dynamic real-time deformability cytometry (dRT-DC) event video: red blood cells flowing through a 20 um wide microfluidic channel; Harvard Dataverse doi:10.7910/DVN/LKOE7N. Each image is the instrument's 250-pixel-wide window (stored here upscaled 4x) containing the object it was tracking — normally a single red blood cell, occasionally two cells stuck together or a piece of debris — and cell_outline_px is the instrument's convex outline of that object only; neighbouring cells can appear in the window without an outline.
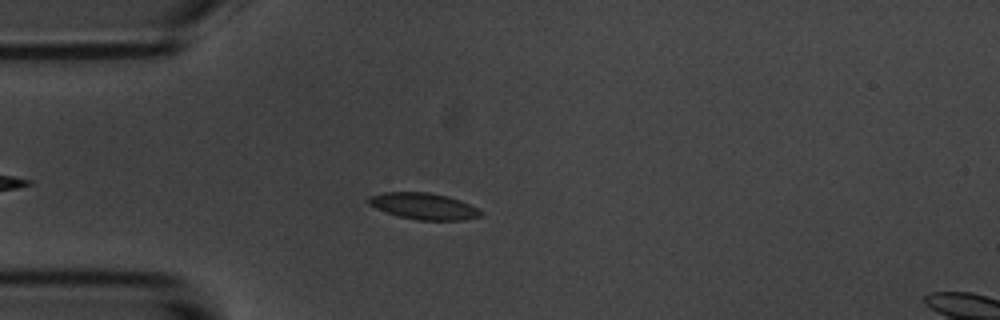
{"species": "common noctule bat (a hibernating species)", "species_latin": "Nyctalus noctula", "temperature_condition": "room temperature", "stored_images_in_passage": 46, "camera_frame_rate_fps": 3000, "um_per_image_px": 0.085, "animal": {"sex": "male", "body_mass_g": 20.1, "forearm_length_mm": 53.5}, "frame": {"image": 1, "passage_image": 8, "time_ms": 2.333, "image_size_px": [1000, 320], "cell_outline_px": [[484, 212], [480, 216], [464, 220], [416, 220], [400, 216], [376, 208], [368, 204], [364, 200], [368, 196], [384, 192], [428, 192], [448, 196], [460, 200]], "centroid_in_image_um": [35.98, 17.51], "position_along_channel_um": 49.0, "area_um2": 17.28}}
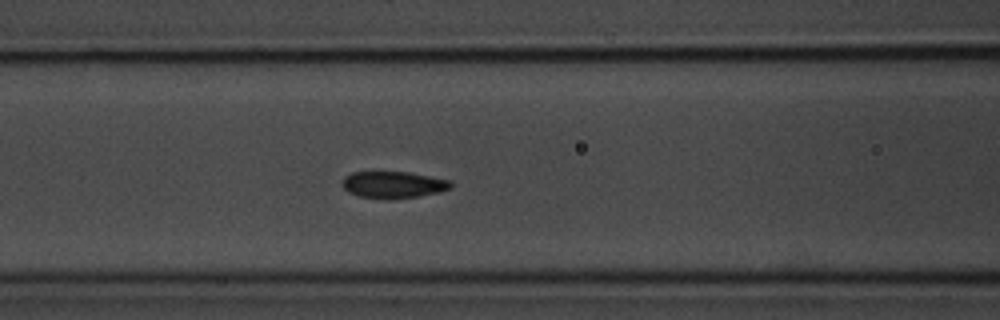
{"frame": {"image": 2, "passage_image": 16, "time_ms": 5.0, "image_size_px": [1000, 320], "cell_outline_px": [[452, 188], [440, 192], [420, 196], [388, 200], [384, 200], [360, 196], [348, 192], [344, 188], [344, 176], [352, 172], [408, 172], [452, 180]], "centroid_in_image_um": [33.48, 15.71], "position_along_channel_um": 133.1, "area_um2": 17.11}}
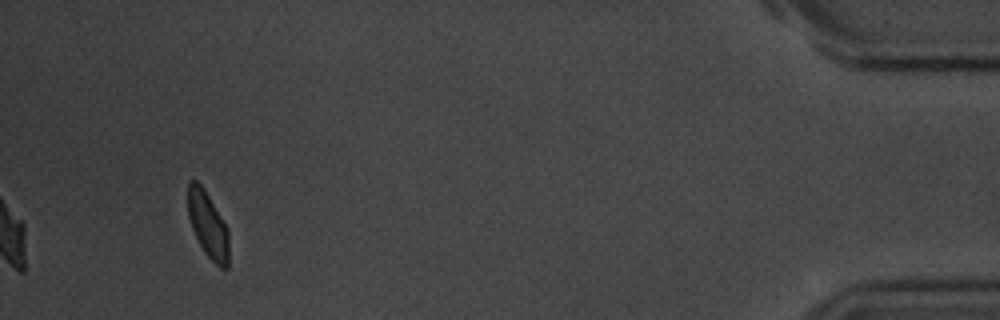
{"frame": {"image": 3, "passage_image": 46, "time_ms": 15.0, "image_size_px": [1000, 320], "cell_outline_px": [[228, 268], [220, 268], [204, 252], [192, 228], [188, 216], [188, 180], [196, 180], [204, 188], [228, 228]], "centroid_in_image_um": [17.67, 19.09], "position_along_channel_um": 417.5, "area_um2": 15.66}, "authors_computed_cell_mechanics": {"area_um2": 17.4267, "velocity_mm_per_s": 3.5689, "shape_relaxation_time_tau1_ms": null, "shape_relaxation_time_tau2_ms": 0.9516, "deformation_change_tau1": null, "deformation_change_tau2": 0.0659}}